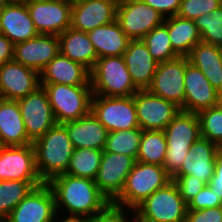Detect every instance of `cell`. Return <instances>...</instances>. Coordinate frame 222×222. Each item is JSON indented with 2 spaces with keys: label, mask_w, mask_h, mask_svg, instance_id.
Listing matches in <instances>:
<instances>
[{
  "label": "cell",
  "mask_w": 222,
  "mask_h": 222,
  "mask_svg": "<svg viewBox=\"0 0 222 222\" xmlns=\"http://www.w3.org/2000/svg\"><path fill=\"white\" fill-rule=\"evenodd\" d=\"M47 184L53 191L59 217L63 210L66 218L86 219L103 211L111 203L92 179L64 173Z\"/></svg>",
  "instance_id": "1"
},
{
  "label": "cell",
  "mask_w": 222,
  "mask_h": 222,
  "mask_svg": "<svg viewBox=\"0 0 222 222\" xmlns=\"http://www.w3.org/2000/svg\"><path fill=\"white\" fill-rule=\"evenodd\" d=\"M32 144L38 174L44 183L67 172L74 146L63 124H55Z\"/></svg>",
  "instance_id": "2"
},
{
  "label": "cell",
  "mask_w": 222,
  "mask_h": 222,
  "mask_svg": "<svg viewBox=\"0 0 222 222\" xmlns=\"http://www.w3.org/2000/svg\"><path fill=\"white\" fill-rule=\"evenodd\" d=\"M163 132L167 143L163 168L172 178L182 166L191 145L201 137L198 114L180 110Z\"/></svg>",
  "instance_id": "3"
},
{
  "label": "cell",
  "mask_w": 222,
  "mask_h": 222,
  "mask_svg": "<svg viewBox=\"0 0 222 222\" xmlns=\"http://www.w3.org/2000/svg\"><path fill=\"white\" fill-rule=\"evenodd\" d=\"M93 95L129 97L139 89L134 85L123 56L98 58L90 70Z\"/></svg>",
  "instance_id": "4"
},
{
  "label": "cell",
  "mask_w": 222,
  "mask_h": 222,
  "mask_svg": "<svg viewBox=\"0 0 222 222\" xmlns=\"http://www.w3.org/2000/svg\"><path fill=\"white\" fill-rule=\"evenodd\" d=\"M171 181V177L161 165L136 161L126 179L121 194L113 204L134 210L154 191L164 187Z\"/></svg>",
  "instance_id": "5"
},
{
  "label": "cell",
  "mask_w": 222,
  "mask_h": 222,
  "mask_svg": "<svg viewBox=\"0 0 222 222\" xmlns=\"http://www.w3.org/2000/svg\"><path fill=\"white\" fill-rule=\"evenodd\" d=\"M58 124L75 121L91 112V85L41 84Z\"/></svg>",
  "instance_id": "6"
},
{
  "label": "cell",
  "mask_w": 222,
  "mask_h": 222,
  "mask_svg": "<svg viewBox=\"0 0 222 222\" xmlns=\"http://www.w3.org/2000/svg\"><path fill=\"white\" fill-rule=\"evenodd\" d=\"M134 211L151 222H185L187 203L173 180L154 191Z\"/></svg>",
  "instance_id": "7"
},
{
  "label": "cell",
  "mask_w": 222,
  "mask_h": 222,
  "mask_svg": "<svg viewBox=\"0 0 222 222\" xmlns=\"http://www.w3.org/2000/svg\"><path fill=\"white\" fill-rule=\"evenodd\" d=\"M91 112L108 132L140 128L133 95L129 97L93 95Z\"/></svg>",
  "instance_id": "8"
},
{
  "label": "cell",
  "mask_w": 222,
  "mask_h": 222,
  "mask_svg": "<svg viewBox=\"0 0 222 222\" xmlns=\"http://www.w3.org/2000/svg\"><path fill=\"white\" fill-rule=\"evenodd\" d=\"M116 20L131 40H137L161 25L164 17L142 0H119Z\"/></svg>",
  "instance_id": "9"
},
{
  "label": "cell",
  "mask_w": 222,
  "mask_h": 222,
  "mask_svg": "<svg viewBox=\"0 0 222 222\" xmlns=\"http://www.w3.org/2000/svg\"><path fill=\"white\" fill-rule=\"evenodd\" d=\"M28 138L34 142L49 131L57 121L43 86L17 100Z\"/></svg>",
  "instance_id": "10"
},
{
  "label": "cell",
  "mask_w": 222,
  "mask_h": 222,
  "mask_svg": "<svg viewBox=\"0 0 222 222\" xmlns=\"http://www.w3.org/2000/svg\"><path fill=\"white\" fill-rule=\"evenodd\" d=\"M57 218L53 191L44 183L20 201L3 222H56Z\"/></svg>",
  "instance_id": "11"
},
{
  "label": "cell",
  "mask_w": 222,
  "mask_h": 222,
  "mask_svg": "<svg viewBox=\"0 0 222 222\" xmlns=\"http://www.w3.org/2000/svg\"><path fill=\"white\" fill-rule=\"evenodd\" d=\"M39 34L59 35L71 25L72 4L61 0H26Z\"/></svg>",
  "instance_id": "12"
},
{
  "label": "cell",
  "mask_w": 222,
  "mask_h": 222,
  "mask_svg": "<svg viewBox=\"0 0 222 222\" xmlns=\"http://www.w3.org/2000/svg\"><path fill=\"white\" fill-rule=\"evenodd\" d=\"M184 77L185 57L160 62L147 90L154 95L173 102L180 110L184 111Z\"/></svg>",
  "instance_id": "13"
},
{
  "label": "cell",
  "mask_w": 222,
  "mask_h": 222,
  "mask_svg": "<svg viewBox=\"0 0 222 222\" xmlns=\"http://www.w3.org/2000/svg\"><path fill=\"white\" fill-rule=\"evenodd\" d=\"M135 163L136 159L133 157L103 150L101 163L94 181L111 203L121 194L127 176Z\"/></svg>",
  "instance_id": "14"
},
{
  "label": "cell",
  "mask_w": 222,
  "mask_h": 222,
  "mask_svg": "<svg viewBox=\"0 0 222 222\" xmlns=\"http://www.w3.org/2000/svg\"><path fill=\"white\" fill-rule=\"evenodd\" d=\"M133 96L138 125L142 130H164L180 111L173 102L154 95L147 89L138 90Z\"/></svg>",
  "instance_id": "15"
},
{
  "label": "cell",
  "mask_w": 222,
  "mask_h": 222,
  "mask_svg": "<svg viewBox=\"0 0 222 222\" xmlns=\"http://www.w3.org/2000/svg\"><path fill=\"white\" fill-rule=\"evenodd\" d=\"M42 181L36 167L33 144L0 146V181Z\"/></svg>",
  "instance_id": "16"
},
{
  "label": "cell",
  "mask_w": 222,
  "mask_h": 222,
  "mask_svg": "<svg viewBox=\"0 0 222 222\" xmlns=\"http://www.w3.org/2000/svg\"><path fill=\"white\" fill-rule=\"evenodd\" d=\"M59 53L60 41L57 35L39 34L32 39L14 44L13 60L40 74Z\"/></svg>",
  "instance_id": "17"
},
{
  "label": "cell",
  "mask_w": 222,
  "mask_h": 222,
  "mask_svg": "<svg viewBox=\"0 0 222 222\" xmlns=\"http://www.w3.org/2000/svg\"><path fill=\"white\" fill-rule=\"evenodd\" d=\"M40 74L14 60L0 66V98L18 100L40 87Z\"/></svg>",
  "instance_id": "18"
},
{
  "label": "cell",
  "mask_w": 222,
  "mask_h": 222,
  "mask_svg": "<svg viewBox=\"0 0 222 222\" xmlns=\"http://www.w3.org/2000/svg\"><path fill=\"white\" fill-rule=\"evenodd\" d=\"M119 0H77L72 4L70 27L88 32L116 20Z\"/></svg>",
  "instance_id": "19"
},
{
  "label": "cell",
  "mask_w": 222,
  "mask_h": 222,
  "mask_svg": "<svg viewBox=\"0 0 222 222\" xmlns=\"http://www.w3.org/2000/svg\"><path fill=\"white\" fill-rule=\"evenodd\" d=\"M184 86V111L198 114L220 103L217 89L210 84L199 68L188 61L187 57H185Z\"/></svg>",
  "instance_id": "20"
},
{
  "label": "cell",
  "mask_w": 222,
  "mask_h": 222,
  "mask_svg": "<svg viewBox=\"0 0 222 222\" xmlns=\"http://www.w3.org/2000/svg\"><path fill=\"white\" fill-rule=\"evenodd\" d=\"M0 33L13 44L39 35L24 1H11L0 9Z\"/></svg>",
  "instance_id": "21"
},
{
  "label": "cell",
  "mask_w": 222,
  "mask_h": 222,
  "mask_svg": "<svg viewBox=\"0 0 222 222\" xmlns=\"http://www.w3.org/2000/svg\"><path fill=\"white\" fill-rule=\"evenodd\" d=\"M219 149L215 143L200 137L191 145L182 166L174 176L192 175L208 184L214 175Z\"/></svg>",
  "instance_id": "22"
},
{
  "label": "cell",
  "mask_w": 222,
  "mask_h": 222,
  "mask_svg": "<svg viewBox=\"0 0 222 222\" xmlns=\"http://www.w3.org/2000/svg\"><path fill=\"white\" fill-rule=\"evenodd\" d=\"M40 84L91 85L90 70L60 52L40 73Z\"/></svg>",
  "instance_id": "23"
},
{
  "label": "cell",
  "mask_w": 222,
  "mask_h": 222,
  "mask_svg": "<svg viewBox=\"0 0 222 222\" xmlns=\"http://www.w3.org/2000/svg\"><path fill=\"white\" fill-rule=\"evenodd\" d=\"M123 58L134 85L139 90L147 89L152 82L158 62L149 53L146 43L142 39L130 40Z\"/></svg>",
  "instance_id": "24"
},
{
  "label": "cell",
  "mask_w": 222,
  "mask_h": 222,
  "mask_svg": "<svg viewBox=\"0 0 222 222\" xmlns=\"http://www.w3.org/2000/svg\"><path fill=\"white\" fill-rule=\"evenodd\" d=\"M63 125L66 127L74 149L92 148L104 150L108 130L92 112L75 121L66 122Z\"/></svg>",
  "instance_id": "25"
},
{
  "label": "cell",
  "mask_w": 222,
  "mask_h": 222,
  "mask_svg": "<svg viewBox=\"0 0 222 222\" xmlns=\"http://www.w3.org/2000/svg\"><path fill=\"white\" fill-rule=\"evenodd\" d=\"M28 138L17 100L0 98V146H25Z\"/></svg>",
  "instance_id": "26"
},
{
  "label": "cell",
  "mask_w": 222,
  "mask_h": 222,
  "mask_svg": "<svg viewBox=\"0 0 222 222\" xmlns=\"http://www.w3.org/2000/svg\"><path fill=\"white\" fill-rule=\"evenodd\" d=\"M87 34L98 58L123 56L131 40L121 29L117 20L96 27Z\"/></svg>",
  "instance_id": "27"
},
{
  "label": "cell",
  "mask_w": 222,
  "mask_h": 222,
  "mask_svg": "<svg viewBox=\"0 0 222 222\" xmlns=\"http://www.w3.org/2000/svg\"><path fill=\"white\" fill-rule=\"evenodd\" d=\"M60 52L72 61L81 63L91 70L98 59L87 32L67 28L58 35Z\"/></svg>",
  "instance_id": "28"
},
{
  "label": "cell",
  "mask_w": 222,
  "mask_h": 222,
  "mask_svg": "<svg viewBox=\"0 0 222 222\" xmlns=\"http://www.w3.org/2000/svg\"><path fill=\"white\" fill-rule=\"evenodd\" d=\"M188 61L199 68L210 84L219 89L222 84V53L218 46L199 42L187 56Z\"/></svg>",
  "instance_id": "29"
},
{
  "label": "cell",
  "mask_w": 222,
  "mask_h": 222,
  "mask_svg": "<svg viewBox=\"0 0 222 222\" xmlns=\"http://www.w3.org/2000/svg\"><path fill=\"white\" fill-rule=\"evenodd\" d=\"M173 51L179 57H187L193 47L201 42L195 21L174 15L164 18Z\"/></svg>",
  "instance_id": "30"
},
{
  "label": "cell",
  "mask_w": 222,
  "mask_h": 222,
  "mask_svg": "<svg viewBox=\"0 0 222 222\" xmlns=\"http://www.w3.org/2000/svg\"><path fill=\"white\" fill-rule=\"evenodd\" d=\"M42 184H44L43 181H0V222H3L35 187Z\"/></svg>",
  "instance_id": "31"
},
{
  "label": "cell",
  "mask_w": 222,
  "mask_h": 222,
  "mask_svg": "<svg viewBox=\"0 0 222 222\" xmlns=\"http://www.w3.org/2000/svg\"><path fill=\"white\" fill-rule=\"evenodd\" d=\"M166 150L163 130H143L136 161L163 166Z\"/></svg>",
  "instance_id": "32"
},
{
  "label": "cell",
  "mask_w": 222,
  "mask_h": 222,
  "mask_svg": "<svg viewBox=\"0 0 222 222\" xmlns=\"http://www.w3.org/2000/svg\"><path fill=\"white\" fill-rule=\"evenodd\" d=\"M103 150L92 148L74 149L66 174L95 180Z\"/></svg>",
  "instance_id": "33"
},
{
  "label": "cell",
  "mask_w": 222,
  "mask_h": 222,
  "mask_svg": "<svg viewBox=\"0 0 222 222\" xmlns=\"http://www.w3.org/2000/svg\"><path fill=\"white\" fill-rule=\"evenodd\" d=\"M142 133L141 128L108 132L104 151L127 155L136 159Z\"/></svg>",
  "instance_id": "34"
},
{
  "label": "cell",
  "mask_w": 222,
  "mask_h": 222,
  "mask_svg": "<svg viewBox=\"0 0 222 222\" xmlns=\"http://www.w3.org/2000/svg\"><path fill=\"white\" fill-rule=\"evenodd\" d=\"M151 56L158 62H165L179 57L174 51L169 39L167 26L162 23L155 27L142 39Z\"/></svg>",
  "instance_id": "35"
},
{
  "label": "cell",
  "mask_w": 222,
  "mask_h": 222,
  "mask_svg": "<svg viewBox=\"0 0 222 222\" xmlns=\"http://www.w3.org/2000/svg\"><path fill=\"white\" fill-rule=\"evenodd\" d=\"M201 42L222 46V5L195 20Z\"/></svg>",
  "instance_id": "36"
},
{
  "label": "cell",
  "mask_w": 222,
  "mask_h": 222,
  "mask_svg": "<svg viewBox=\"0 0 222 222\" xmlns=\"http://www.w3.org/2000/svg\"><path fill=\"white\" fill-rule=\"evenodd\" d=\"M201 137L222 148V104L198 113Z\"/></svg>",
  "instance_id": "37"
},
{
  "label": "cell",
  "mask_w": 222,
  "mask_h": 222,
  "mask_svg": "<svg viewBox=\"0 0 222 222\" xmlns=\"http://www.w3.org/2000/svg\"><path fill=\"white\" fill-rule=\"evenodd\" d=\"M222 5V0H181L177 16L195 21Z\"/></svg>",
  "instance_id": "38"
},
{
  "label": "cell",
  "mask_w": 222,
  "mask_h": 222,
  "mask_svg": "<svg viewBox=\"0 0 222 222\" xmlns=\"http://www.w3.org/2000/svg\"><path fill=\"white\" fill-rule=\"evenodd\" d=\"M171 180L174 181L178 188L179 194L187 204L206 185L204 181L192 175L173 176Z\"/></svg>",
  "instance_id": "39"
},
{
  "label": "cell",
  "mask_w": 222,
  "mask_h": 222,
  "mask_svg": "<svg viewBox=\"0 0 222 222\" xmlns=\"http://www.w3.org/2000/svg\"><path fill=\"white\" fill-rule=\"evenodd\" d=\"M131 213V209L110 203L103 211L86 218V220L87 222H130Z\"/></svg>",
  "instance_id": "40"
},
{
  "label": "cell",
  "mask_w": 222,
  "mask_h": 222,
  "mask_svg": "<svg viewBox=\"0 0 222 222\" xmlns=\"http://www.w3.org/2000/svg\"><path fill=\"white\" fill-rule=\"evenodd\" d=\"M222 206L219 195L206 184L199 193L187 204V210H200Z\"/></svg>",
  "instance_id": "41"
},
{
  "label": "cell",
  "mask_w": 222,
  "mask_h": 222,
  "mask_svg": "<svg viewBox=\"0 0 222 222\" xmlns=\"http://www.w3.org/2000/svg\"><path fill=\"white\" fill-rule=\"evenodd\" d=\"M185 222H222V206L200 210H187Z\"/></svg>",
  "instance_id": "42"
},
{
  "label": "cell",
  "mask_w": 222,
  "mask_h": 222,
  "mask_svg": "<svg viewBox=\"0 0 222 222\" xmlns=\"http://www.w3.org/2000/svg\"><path fill=\"white\" fill-rule=\"evenodd\" d=\"M155 10H157L164 18L177 15L181 0H142Z\"/></svg>",
  "instance_id": "43"
},
{
  "label": "cell",
  "mask_w": 222,
  "mask_h": 222,
  "mask_svg": "<svg viewBox=\"0 0 222 222\" xmlns=\"http://www.w3.org/2000/svg\"><path fill=\"white\" fill-rule=\"evenodd\" d=\"M207 185L212 191H215L222 200V148L217 152L214 175L211 177V180Z\"/></svg>",
  "instance_id": "44"
},
{
  "label": "cell",
  "mask_w": 222,
  "mask_h": 222,
  "mask_svg": "<svg viewBox=\"0 0 222 222\" xmlns=\"http://www.w3.org/2000/svg\"><path fill=\"white\" fill-rule=\"evenodd\" d=\"M14 44L2 33H0V66L5 62L13 60Z\"/></svg>",
  "instance_id": "45"
},
{
  "label": "cell",
  "mask_w": 222,
  "mask_h": 222,
  "mask_svg": "<svg viewBox=\"0 0 222 222\" xmlns=\"http://www.w3.org/2000/svg\"><path fill=\"white\" fill-rule=\"evenodd\" d=\"M66 215H62L61 218H59L56 220V222H87L86 219H78V218H66Z\"/></svg>",
  "instance_id": "46"
},
{
  "label": "cell",
  "mask_w": 222,
  "mask_h": 222,
  "mask_svg": "<svg viewBox=\"0 0 222 222\" xmlns=\"http://www.w3.org/2000/svg\"><path fill=\"white\" fill-rule=\"evenodd\" d=\"M130 222H151V221L144 219L143 217L139 216L134 210H132Z\"/></svg>",
  "instance_id": "47"
},
{
  "label": "cell",
  "mask_w": 222,
  "mask_h": 222,
  "mask_svg": "<svg viewBox=\"0 0 222 222\" xmlns=\"http://www.w3.org/2000/svg\"><path fill=\"white\" fill-rule=\"evenodd\" d=\"M217 94H218L219 102L221 103L222 102V84L219 87V89L217 90Z\"/></svg>",
  "instance_id": "48"
},
{
  "label": "cell",
  "mask_w": 222,
  "mask_h": 222,
  "mask_svg": "<svg viewBox=\"0 0 222 222\" xmlns=\"http://www.w3.org/2000/svg\"><path fill=\"white\" fill-rule=\"evenodd\" d=\"M12 0H0V9L5 5L10 3Z\"/></svg>",
  "instance_id": "49"
},
{
  "label": "cell",
  "mask_w": 222,
  "mask_h": 222,
  "mask_svg": "<svg viewBox=\"0 0 222 222\" xmlns=\"http://www.w3.org/2000/svg\"><path fill=\"white\" fill-rule=\"evenodd\" d=\"M61 1H66V2H69L71 4L75 3L77 0H61Z\"/></svg>",
  "instance_id": "50"
}]
</instances>
